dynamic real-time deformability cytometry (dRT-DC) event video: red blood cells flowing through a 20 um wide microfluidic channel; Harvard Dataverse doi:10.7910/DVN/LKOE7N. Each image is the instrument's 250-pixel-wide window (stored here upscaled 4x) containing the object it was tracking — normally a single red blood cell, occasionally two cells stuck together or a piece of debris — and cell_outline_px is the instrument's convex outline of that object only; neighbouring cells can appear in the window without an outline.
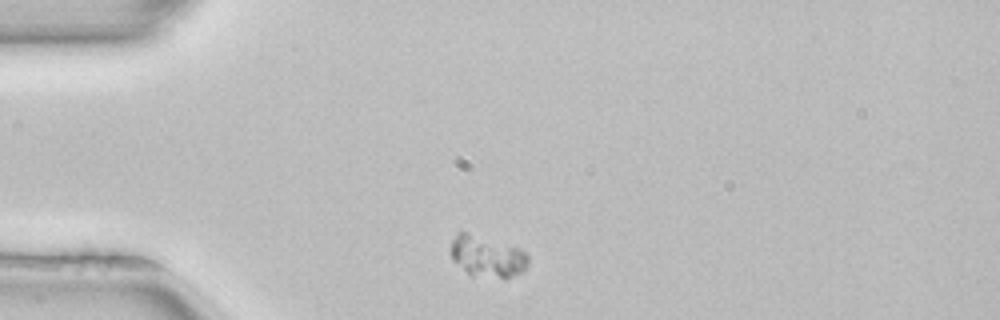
{"species": "common noctule bat (a hibernating species)", "species_latin": "Nyctalus noctula", "temperature_condition": "room temperature", "stored_images_in_passage": 6, "camera_frame_rate_fps": 3000, "um_per_image_px": 0.085, "animal": {"sex": "female", "body_mass_g": 22.7, "forearm_length_mm": 54.2}, "frame": {"image": 1, "passage_image": 2, "time_ms": 0.333, "image_size_px": [1000, 320], "cell_outline_px": [[528, 268], [504, 280], [472, 276], [452, 260], [452, 240], [456, 232], [468, 232], [520, 248], [528, 252]], "centroid_in_image_um": [41.45, 21.82], "position_along_channel_um": 43.6, "area_um2": 18.96}}